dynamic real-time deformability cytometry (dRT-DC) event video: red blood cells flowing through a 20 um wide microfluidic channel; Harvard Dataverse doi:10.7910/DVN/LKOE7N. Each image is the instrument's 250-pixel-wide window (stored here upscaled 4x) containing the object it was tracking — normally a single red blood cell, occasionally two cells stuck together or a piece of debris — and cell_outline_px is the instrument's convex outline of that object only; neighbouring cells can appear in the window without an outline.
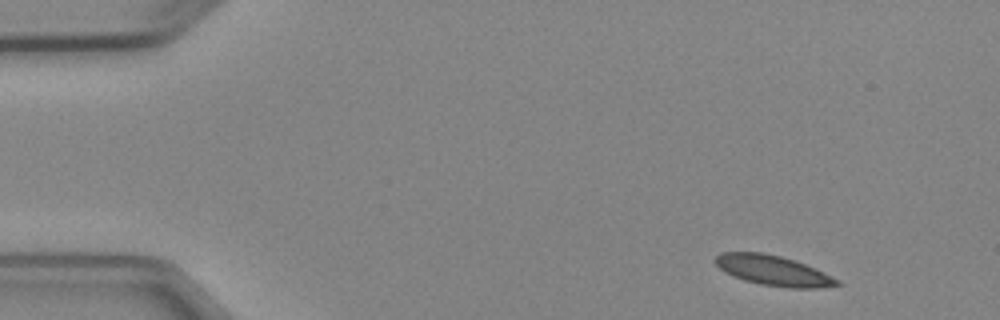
{"species": "Egyptian fruit bat (a non-hibernating species)", "species_latin": "Rousettus aegyptiacus", "temperature_condition": "cold", "stored_images_in_passage": 4, "camera_frame_rate_fps": 3000, "um_per_image_px": 0.085, "animal": {"sex": "female"}, "frame": {"image": 1, "passage_image": 1, "time_ms": 0.0, "image_size_px": [1000, 320], "cell_outline_px": [[840, 284], [816, 288], [788, 288], [760, 284], [744, 280], [732, 276], [724, 272], [716, 264], [716, 256], [720, 252], [764, 252], [780, 256], [816, 268], [840, 280]], "centroid_in_image_um": [65.71, 22.99], "position_along_channel_um": 19.3, "area_um2": 21.27}}
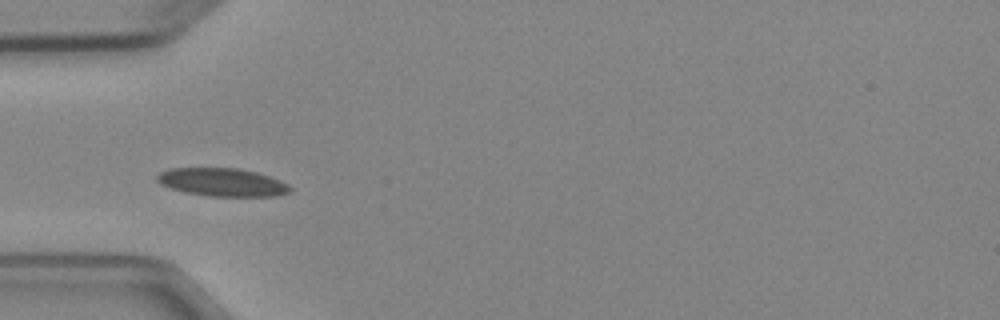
{"frame": {"image": 2, "passage_image": 4, "time_ms": 3.667, "image_size_px": [1000, 320], "cell_outline_px": [[292, 192], [276, 196], [208, 196], [184, 192], [168, 188], [160, 184], [156, 180], [156, 176], [160, 172], [168, 168], [240, 168], [256, 172], [280, 180], [288, 184], [292, 188]], "centroid_in_image_um": [18.88, 15.49], "position_along_channel_um": 66.1, "area_um2": 22.02}}